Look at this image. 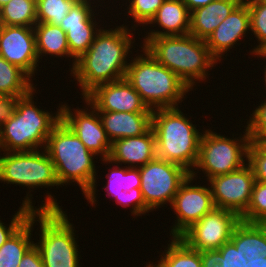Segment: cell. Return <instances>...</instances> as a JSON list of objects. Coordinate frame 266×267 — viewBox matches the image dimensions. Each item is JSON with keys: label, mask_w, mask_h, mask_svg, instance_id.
Instances as JSON below:
<instances>
[{"label": "cell", "mask_w": 266, "mask_h": 267, "mask_svg": "<svg viewBox=\"0 0 266 267\" xmlns=\"http://www.w3.org/2000/svg\"><path fill=\"white\" fill-rule=\"evenodd\" d=\"M101 29L88 50L75 62L71 75L79 82L83 98L95 87L125 78L136 27ZM133 40V41H132ZM129 54V55H128Z\"/></svg>", "instance_id": "6da1fadb"}, {"label": "cell", "mask_w": 266, "mask_h": 267, "mask_svg": "<svg viewBox=\"0 0 266 267\" xmlns=\"http://www.w3.org/2000/svg\"><path fill=\"white\" fill-rule=\"evenodd\" d=\"M253 54H254V57H255V56H257V58H258V56H259V57H262V58L264 57L263 59L266 60V57H265L260 51H257V52H255V53H253ZM265 67H266V65H265ZM265 67H264V72H263V73H264V78H263V79H264V81H265V84H264V85L266 86V68H265ZM265 89H266V88H265Z\"/></svg>", "instance_id": "7bdbcfd3"}, {"label": "cell", "mask_w": 266, "mask_h": 267, "mask_svg": "<svg viewBox=\"0 0 266 267\" xmlns=\"http://www.w3.org/2000/svg\"><path fill=\"white\" fill-rule=\"evenodd\" d=\"M91 5V1L74 3L59 25L66 32L70 54L76 60L88 50L102 28L96 24V13L93 11L96 6Z\"/></svg>", "instance_id": "ac0fdd59"}, {"label": "cell", "mask_w": 266, "mask_h": 267, "mask_svg": "<svg viewBox=\"0 0 266 267\" xmlns=\"http://www.w3.org/2000/svg\"><path fill=\"white\" fill-rule=\"evenodd\" d=\"M29 196L32 198L31 193L29 195L26 193L25 199L22 200V206H20L16 214L13 215V218L10 220L11 222L7 227L2 220H0V247L29 218L32 211H62L56 198L48 193V191L45 201H42L44 204L41 203L39 208H34L32 199Z\"/></svg>", "instance_id": "83f0119b"}, {"label": "cell", "mask_w": 266, "mask_h": 267, "mask_svg": "<svg viewBox=\"0 0 266 267\" xmlns=\"http://www.w3.org/2000/svg\"><path fill=\"white\" fill-rule=\"evenodd\" d=\"M55 167L60 186L76 183L92 207L97 204L95 155L61 120L52 130L44 148Z\"/></svg>", "instance_id": "7a4b0ae2"}, {"label": "cell", "mask_w": 266, "mask_h": 267, "mask_svg": "<svg viewBox=\"0 0 266 267\" xmlns=\"http://www.w3.org/2000/svg\"><path fill=\"white\" fill-rule=\"evenodd\" d=\"M240 217L247 223L266 218V183L255 181L249 206Z\"/></svg>", "instance_id": "d6a6232c"}, {"label": "cell", "mask_w": 266, "mask_h": 267, "mask_svg": "<svg viewBox=\"0 0 266 267\" xmlns=\"http://www.w3.org/2000/svg\"><path fill=\"white\" fill-rule=\"evenodd\" d=\"M31 80L22 69L0 56V95L23 97L35 88Z\"/></svg>", "instance_id": "4316f807"}, {"label": "cell", "mask_w": 266, "mask_h": 267, "mask_svg": "<svg viewBox=\"0 0 266 267\" xmlns=\"http://www.w3.org/2000/svg\"><path fill=\"white\" fill-rule=\"evenodd\" d=\"M266 57V45L259 50Z\"/></svg>", "instance_id": "bcb514c9"}, {"label": "cell", "mask_w": 266, "mask_h": 267, "mask_svg": "<svg viewBox=\"0 0 266 267\" xmlns=\"http://www.w3.org/2000/svg\"><path fill=\"white\" fill-rule=\"evenodd\" d=\"M83 100L89 105L86 109H71L67 104H61V120L74 132L84 146L95 156L102 159H108L111 151V142L107 138L101 118L98 111L90 105L84 98ZM75 111L74 113L72 112ZM91 110V111H90Z\"/></svg>", "instance_id": "9a60e30c"}, {"label": "cell", "mask_w": 266, "mask_h": 267, "mask_svg": "<svg viewBox=\"0 0 266 267\" xmlns=\"http://www.w3.org/2000/svg\"><path fill=\"white\" fill-rule=\"evenodd\" d=\"M84 99L97 111L153 112L126 78L98 85Z\"/></svg>", "instance_id": "e0dca14e"}, {"label": "cell", "mask_w": 266, "mask_h": 267, "mask_svg": "<svg viewBox=\"0 0 266 267\" xmlns=\"http://www.w3.org/2000/svg\"><path fill=\"white\" fill-rule=\"evenodd\" d=\"M40 150L0 155V182L27 187L28 194L38 187L60 186L52 160L45 149Z\"/></svg>", "instance_id": "9c48e42d"}, {"label": "cell", "mask_w": 266, "mask_h": 267, "mask_svg": "<svg viewBox=\"0 0 266 267\" xmlns=\"http://www.w3.org/2000/svg\"><path fill=\"white\" fill-rule=\"evenodd\" d=\"M241 217L228 209L215 207L195 222L179 238L191 249L210 255L230 241Z\"/></svg>", "instance_id": "7c38bea8"}, {"label": "cell", "mask_w": 266, "mask_h": 267, "mask_svg": "<svg viewBox=\"0 0 266 267\" xmlns=\"http://www.w3.org/2000/svg\"><path fill=\"white\" fill-rule=\"evenodd\" d=\"M141 187L145 204L152 210L172 204L180 185L190 172L183 166L159 159L149 161L139 167Z\"/></svg>", "instance_id": "8fae6325"}, {"label": "cell", "mask_w": 266, "mask_h": 267, "mask_svg": "<svg viewBox=\"0 0 266 267\" xmlns=\"http://www.w3.org/2000/svg\"><path fill=\"white\" fill-rule=\"evenodd\" d=\"M20 96L0 95V128L14 115Z\"/></svg>", "instance_id": "74e56055"}, {"label": "cell", "mask_w": 266, "mask_h": 267, "mask_svg": "<svg viewBox=\"0 0 266 267\" xmlns=\"http://www.w3.org/2000/svg\"><path fill=\"white\" fill-rule=\"evenodd\" d=\"M34 31L36 36V51L39 60L40 57L42 59L46 54L56 58L66 56V58L73 59L72 70L76 59L70 54L66 32L60 26L49 23H37L34 26Z\"/></svg>", "instance_id": "d4e9b609"}, {"label": "cell", "mask_w": 266, "mask_h": 267, "mask_svg": "<svg viewBox=\"0 0 266 267\" xmlns=\"http://www.w3.org/2000/svg\"><path fill=\"white\" fill-rule=\"evenodd\" d=\"M156 157V139L151 127L145 134L115 140L111 143L109 158L102 161L104 164L123 163L129 168H139Z\"/></svg>", "instance_id": "ffe728a7"}, {"label": "cell", "mask_w": 266, "mask_h": 267, "mask_svg": "<svg viewBox=\"0 0 266 267\" xmlns=\"http://www.w3.org/2000/svg\"><path fill=\"white\" fill-rule=\"evenodd\" d=\"M250 116L245 128L247 129L250 141L256 142L259 138L266 135V100H263L253 113H250Z\"/></svg>", "instance_id": "d590c367"}, {"label": "cell", "mask_w": 266, "mask_h": 267, "mask_svg": "<svg viewBox=\"0 0 266 267\" xmlns=\"http://www.w3.org/2000/svg\"><path fill=\"white\" fill-rule=\"evenodd\" d=\"M198 172H191L180 185L174 196L171 208L176 214L175 224L170 231L171 237H180L195 222L215 208L210 187L193 185ZM191 183V184H190Z\"/></svg>", "instance_id": "4fadbf2b"}, {"label": "cell", "mask_w": 266, "mask_h": 267, "mask_svg": "<svg viewBox=\"0 0 266 267\" xmlns=\"http://www.w3.org/2000/svg\"><path fill=\"white\" fill-rule=\"evenodd\" d=\"M73 4L69 0H36L37 23L59 26Z\"/></svg>", "instance_id": "4dcf8cb0"}, {"label": "cell", "mask_w": 266, "mask_h": 267, "mask_svg": "<svg viewBox=\"0 0 266 267\" xmlns=\"http://www.w3.org/2000/svg\"><path fill=\"white\" fill-rule=\"evenodd\" d=\"M116 203L123 205L121 207L132 206L131 215L141 216L152 210L145 204L142 191L140 188H133L130 191H124V194L120 196V200H115Z\"/></svg>", "instance_id": "8d00e7d4"}, {"label": "cell", "mask_w": 266, "mask_h": 267, "mask_svg": "<svg viewBox=\"0 0 266 267\" xmlns=\"http://www.w3.org/2000/svg\"><path fill=\"white\" fill-rule=\"evenodd\" d=\"M153 267H206L210 262L208 254L191 249L181 238L172 237ZM165 253V254H164Z\"/></svg>", "instance_id": "484cf974"}, {"label": "cell", "mask_w": 266, "mask_h": 267, "mask_svg": "<svg viewBox=\"0 0 266 267\" xmlns=\"http://www.w3.org/2000/svg\"><path fill=\"white\" fill-rule=\"evenodd\" d=\"M250 14V31L255 35L258 44L250 53L259 51L266 45V0H245Z\"/></svg>", "instance_id": "1f68e13d"}, {"label": "cell", "mask_w": 266, "mask_h": 267, "mask_svg": "<svg viewBox=\"0 0 266 267\" xmlns=\"http://www.w3.org/2000/svg\"><path fill=\"white\" fill-rule=\"evenodd\" d=\"M114 165L115 167H110L111 171L106 175L108 182L104 188L107 196L120 200V196L124 194V191L141 187V176L139 168H129L127 166L120 168L119 164L115 163Z\"/></svg>", "instance_id": "f546056e"}, {"label": "cell", "mask_w": 266, "mask_h": 267, "mask_svg": "<svg viewBox=\"0 0 266 267\" xmlns=\"http://www.w3.org/2000/svg\"><path fill=\"white\" fill-rule=\"evenodd\" d=\"M182 1L191 12L199 7L207 6L208 4H210L215 0H182Z\"/></svg>", "instance_id": "ab89813d"}, {"label": "cell", "mask_w": 266, "mask_h": 267, "mask_svg": "<svg viewBox=\"0 0 266 267\" xmlns=\"http://www.w3.org/2000/svg\"><path fill=\"white\" fill-rule=\"evenodd\" d=\"M12 0H0V8Z\"/></svg>", "instance_id": "f6af8a7d"}, {"label": "cell", "mask_w": 266, "mask_h": 267, "mask_svg": "<svg viewBox=\"0 0 266 267\" xmlns=\"http://www.w3.org/2000/svg\"><path fill=\"white\" fill-rule=\"evenodd\" d=\"M69 1H72L73 3H81V2L91 1V0H69Z\"/></svg>", "instance_id": "7dc6e473"}, {"label": "cell", "mask_w": 266, "mask_h": 267, "mask_svg": "<svg viewBox=\"0 0 266 267\" xmlns=\"http://www.w3.org/2000/svg\"><path fill=\"white\" fill-rule=\"evenodd\" d=\"M194 125L179 107L153 110L157 157L179 164L191 173L198 160L202 136Z\"/></svg>", "instance_id": "5b68a950"}, {"label": "cell", "mask_w": 266, "mask_h": 267, "mask_svg": "<svg viewBox=\"0 0 266 267\" xmlns=\"http://www.w3.org/2000/svg\"><path fill=\"white\" fill-rule=\"evenodd\" d=\"M36 24V0H12L0 8V25L34 27Z\"/></svg>", "instance_id": "f1b7e54d"}, {"label": "cell", "mask_w": 266, "mask_h": 267, "mask_svg": "<svg viewBox=\"0 0 266 267\" xmlns=\"http://www.w3.org/2000/svg\"><path fill=\"white\" fill-rule=\"evenodd\" d=\"M142 47L191 90L198 81L208 78L209 69L218 63L206 41L190 34L152 37Z\"/></svg>", "instance_id": "3957f363"}, {"label": "cell", "mask_w": 266, "mask_h": 267, "mask_svg": "<svg viewBox=\"0 0 266 267\" xmlns=\"http://www.w3.org/2000/svg\"><path fill=\"white\" fill-rule=\"evenodd\" d=\"M37 219L41 234L34 244L45 267H80L76 231L65 211H37Z\"/></svg>", "instance_id": "52a82bcc"}, {"label": "cell", "mask_w": 266, "mask_h": 267, "mask_svg": "<svg viewBox=\"0 0 266 267\" xmlns=\"http://www.w3.org/2000/svg\"><path fill=\"white\" fill-rule=\"evenodd\" d=\"M0 56L33 78L40 62L34 27L0 25Z\"/></svg>", "instance_id": "2e32d148"}, {"label": "cell", "mask_w": 266, "mask_h": 267, "mask_svg": "<svg viewBox=\"0 0 266 267\" xmlns=\"http://www.w3.org/2000/svg\"><path fill=\"white\" fill-rule=\"evenodd\" d=\"M18 267H45L38 248L33 244L22 257Z\"/></svg>", "instance_id": "f35d334b"}, {"label": "cell", "mask_w": 266, "mask_h": 267, "mask_svg": "<svg viewBox=\"0 0 266 267\" xmlns=\"http://www.w3.org/2000/svg\"><path fill=\"white\" fill-rule=\"evenodd\" d=\"M206 267H217L212 262H209Z\"/></svg>", "instance_id": "c3c4849f"}, {"label": "cell", "mask_w": 266, "mask_h": 267, "mask_svg": "<svg viewBox=\"0 0 266 267\" xmlns=\"http://www.w3.org/2000/svg\"><path fill=\"white\" fill-rule=\"evenodd\" d=\"M251 267H266V258L264 261H262L258 264H255L254 266H251Z\"/></svg>", "instance_id": "ee69618b"}, {"label": "cell", "mask_w": 266, "mask_h": 267, "mask_svg": "<svg viewBox=\"0 0 266 267\" xmlns=\"http://www.w3.org/2000/svg\"><path fill=\"white\" fill-rule=\"evenodd\" d=\"M217 267H251L266 258V236L256 223L240 221L230 241L209 255Z\"/></svg>", "instance_id": "30bf717a"}, {"label": "cell", "mask_w": 266, "mask_h": 267, "mask_svg": "<svg viewBox=\"0 0 266 267\" xmlns=\"http://www.w3.org/2000/svg\"><path fill=\"white\" fill-rule=\"evenodd\" d=\"M107 138L115 140L145 134L152 127L153 112L98 111Z\"/></svg>", "instance_id": "44dd1931"}, {"label": "cell", "mask_w": 266, "mask_h": 267, "mask_svg": "<svg viewBox=\"0 0 266 267\" xmlns=\"http://www.w3.org/2000/svg\"><path fill=\"white\" fill-rule=\"evenodd\" d=\"M255 177L248 163L227 174L208 180L215 207L228 209L241 216L248 208Z\"/></svg>", "instance_id": "5bb4252c"}, {"label": "cell", "mask_w": 266, "mask_h": 267, "mask_svg": "<svg viewBox=\"0 0 266 267\" xmlns=\"http://www.w3.org/2000/svg\"><path fill=\"white\" fill-rule=\"evenodd\" d=\"M32 89L20 97L14 115L0 128V152L42 150L53 128L61 121V108L56 114L34 105Z\"/></svg>", "instance_id": "8992f818"}, {"label": "cell", "mask_w": 266, "mask_h": 267, "mask_svg": "<svg viewBox=\"0 0 266 267\" xmlns=\"http://www.w3.org/2000/svg\"><path fill=\"white\" fill-rule=\"evenodd\" d=\"M256 143L266 152V135L259 138Z\"/></svg>", "instance_id": "60d3db41"}, {"label": "cell", "mask_w": 266, "mask_h": 267, "mask_svg": "<svg viewBox=\"0 0 266 267\" xmlns=\"http://www.w3.org/2000/svg\"><path fill=\"white\" fill-rule=\"evenodd\" d=\"M127 67L125 78L150 110L179 107L190 88L144 47Z\"/></svg>", "instance_id": "277c9868"}, {"label": "cell", "mask_w": 266, "mask_h": 267, "mask_svg": "<svg viewBox=\"0 0 266 267\" xmlns=\"http://www.w3.org/2000/svg\"><path fill=\"white\" fill-rule=\"evenodd\" d=\"M242 0H215L191 11L189 34L207 40Z\"/></svg>", "instance_id": "603a6c76"}, {"label": "cell", "mask_w": 266, "mask_h": 267, "mask_svg": "<svg viewBox=\"0 0 266 267\" xmlns=\"http://www.w3.org/2000/svg\"><path fill=\"white\" fill-rule=\"evenodd\" d=\"M165 0H129L127 7L128 15L137 23L133 26L138 27L148 25L151 19L155 16L157 10L162 6Z\"/></svg>", "instance_id": "836d02e7"}, {"label": "cell", "mask_w": 266, "mask_h": 267, "mask_svg": "<svg viewBox=\"0 0 266 267\" xmlns=\"http://www.w3.org/2000/svg\"><path fill=\"white\" fill-rule=\"evenodd\" d=\"M244 131L245 134L241 137L230 139L209 129L204 130L200 139L198 160L192 172L202 170L208 181L214 176L230 173L245 165L250 138L247 129Z\"/></svg>", "instance_id": "ba28073f"}, {"label": "cell", "mask_w": 266, "mask_h": 267, "mask_svg": "<svg viewBox=\"0 0 266 267\" xmlns=\"http://www.w3.org/2000/svg\"><path fill=\"white\" fill-rule=\"evenodd\" d=\"M191 12L182 0H165L148 24L159 25L144 36L143 45L152 37L186 35L190 31Z\"/></svg>", "instance_id": "7402d4cb"}, {"label": "cell", "mask_w": 266, "mask_h": 267, "mask_svg": "<svg viewBox=\"0 0 266 267\" xmlns=\"http://www.w3.org/2000/svg\"><path fill=\"white\" fill-rule=\"evenodd\" d=\"M256 224L260 227V229L264 232L266 236V218L260 219Z\"/></svg>", "instance_id": "b9f144b4"}, {"label": "cell", "mask_w": 266, "mask_h": 267, "mask_svg": "<svg viewBox=\"0 0 266 267\" xmlns=\"http://www.w3.org/2000/svg\"><path fill=\"white\" fill-rule=\"evenodd\" d=\"M37 211H32L29 218L0 247V267H18L22 257L34 244L31 239L33 226L37 222Z\"/></svg>", "instance_id": "cb8c5ba5"}, {"label": "cell", "mask_w": 266, "mask_h": 267, "mask_svg": "<svg viewBox=\"0 0 266 267\" xmlns=\"http://www.w3.org/2000/svg\"><path fill=\"white\" fill-rule=\"evenodd\" d=\"M151 261H149L148 263H146L147 265L146 266H144V267H153L152 265H151V263H150Z\"/></svg>", "instance_id": "681fc988"}, {"label": "cell", "mask_w": 266, "mask_h": 267, "mask_svg": "<svg viewBox=\"0 0 266 267\" xmlns=\"http://www.w3.org/2000/svg\"><path fill=\"white\" fill-rule=\"evenodd\" d=\"M247 163L256 181L266 183V152L254 141H250L248 146Z\"/></svg>", "instance_id": "e575fe53"}, {"label": "cell", "mask_w": 266, "mask_h": 267, "mask_svg": "<svg viewBox=\"0 0 266 267\" xmlns=\"http://www.w3.org/2000/svg\"><path fill=\"white\" fill-rule=\"evenodd\" d=\"M250 32V14L247 2L242 0L206 40L211 55L219 62L227 51Z\"/></svg>", "instance_id": "d6986e66"}]
</instances>
